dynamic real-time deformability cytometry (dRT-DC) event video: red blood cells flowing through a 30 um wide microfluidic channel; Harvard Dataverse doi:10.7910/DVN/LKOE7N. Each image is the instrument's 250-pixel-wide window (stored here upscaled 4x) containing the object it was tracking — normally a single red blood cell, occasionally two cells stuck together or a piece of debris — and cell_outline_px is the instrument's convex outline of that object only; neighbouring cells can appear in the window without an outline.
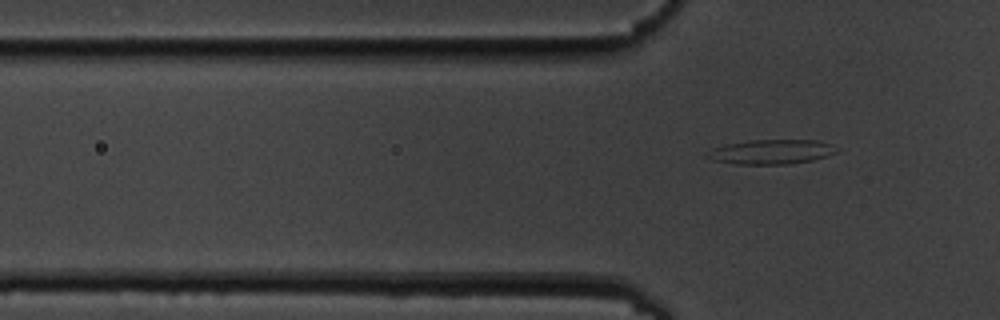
{"species": "common noctule bat (a hibernating species)", "species_latin": "Nyctalus noctula", "temperature_condition": "cold", "stored_images_in_passage": 5, "camera_frame_rate_fps": 3000, "um_per_image_px": 0.085, "animal": {"sex": "male", "body_mass_g": 19.5, "forearm_length_mm": 54.6}, "frame": {"image": 1, "passage_image": 5, "time_ms": 4.333, "image_size_px": [1000, 320], "cell_outline_px": [[840, 148], [836, 152], [828, 156], [812, 160], [788, 164], [732, 164], [712, 160], [704, 156], [704, 152], [712, 148], [728, 144], [752, 140], [816, 140], [832, 144]], "centroid_in_image_um": [65.54, 12.91], "position_along_channel_um": 60.3, "area_um2": 18.73}}